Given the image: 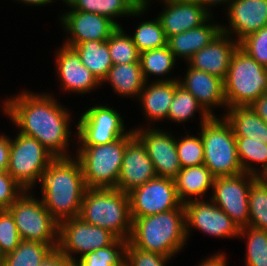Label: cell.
Masks as SVG:
<instances>
[{
	"label": "cell",
	"instance_id": "35",
	"mask_svg": "<svg viewBox=\"0 0 267 266\" xmlns=\"http://www.w3.org/2000/svg\"><path fill=\"white\" fill-rule=\"evenodd\" d=\"M249 227L267 231V183L258 177L250 186Z\"/></svg>",
	"mask_w": 267,
	"mask_h": 266
},
{
	"label": "cell",
	"instance_id": "50",
	"mask_svg": "<svg viewBox=\"0 0 267 266\" xmlns=\"http://www.w3.org/2000/svg\"><path fill=\"white\" fill-rule=\"evenodd\" d=\"M136 5L138 7H147L150 5L149 3L151 2L150 0H134Z\"/></svg>",
	"mask_w": 267,
	"mask_h": 266
},
{
	"label": "cell",
	"instance_id": "6",
	"mask_svg": "<svg viewBox=\"0 0 267 266\" xmlns=\"http://www.w3.org/2000/svg\"><path fill=\"white\" fill-rule=\"evenodd\" d=\"M223 84L227 108L250 106L264 96L267 69L238 46L231 57Z\"/></svg>",
	"mask_w": 267,
	"mask_h": 266
},
{
	"label": "cell",
	"instance_id": "34",
	"mask_svg": "<svg viewBox=\"0 0 267 266\" xmlns=\"http://www.w3.org/2000/svg\"><path fill=\"white\" fill-rule=\"evenodd\" d=\"M126 240L117 238L107 247L87 253L75 262V266H125Z\"/></svg>",
	"mask_w": 267,
	"mask_h": 266
},
{
	"label": "cell",
	"instance_id": "42",
	"mask_svg": "<svg viewBox=\"0 0 267 266\" xmlns=\"http://www.w3.org/2000/svg\"><path fill=\"white\" fill-rule=\"evenodd\" d=\"M170 259L172 258L136 248L129 241L125 248V266H166Z\"/></svg>",
	"mask_w": 267,
	"mask_h": 266
},
{
	"label": "cell",
	"instance_id": "19",
	"mask_svg": "<svg viewBox=\"0 0 267 266\" xmlns=\"http://www.w3.org/2000/svg\"><path fill=\"white\" fill-rule=\"evenodd\" d=\"M156 172L143 143L134 136L126 145L117 189L124 193L156 178Z\"/></svg>",
	"mask_w": 267,
	"mask_h": 266
},
{
	"label": "cell",
	"instance_id": "8",
	"mask_svg": "<svg viewBox=\"0 0 267 266\" xmlns=\"http://www.w3.org/2000/svg\"><path fill=\"white\" fill-rule=\"evenodd\" d=\"M25 191L8 209L14 218L21 240L58 246L59 223L40 199Z\"/></svg>",
	"mask_w": 267,
	"mask_h": 266
},
{
	"label": "cell",
	"instance_id": "23",
	"mask_svg": "<svg viewBox=\"0 0 267 266\" xmlns=\"http://www.w3.org/2000/svg\"><path fill=\"white\" fill-rule=\"evenodd\" d=\"M178 79L179 77L177 79L164 77L150 83L145 82L138 99L142 104V111H144L147 121L167 119Z\"/></svg>",
	"mask_w": 267,
	"mask_h": 266
},
{
	"label": "cell",
	"instance_id": "52",
	"mask_svg": "<svg viewBox=\"0 0 267 266\" xmlns=\"http://www.w3.org/2000/svg\"><path fill=\"white\" fill-rule=\"evenodd\" d=\"M3 256L0 254V266H2Z\"/></svg>",
	"mask_w": 267,
	"mask_h": 266
},
{
	"label": "cell",
	"instance_id": "11",
	"mask_svg": "<svg viewBox=\"0 0 267 266\" xmlns=\"http://www.w3.org/2000/svg\"><path fill=\"white\" fill-rule=\"evenodd\" d=\"M78 120V146L108 144L130 132L126 131L119 112L102 104L88 108Z\"/></svg>",
	"mask_w": 267,
	"mask_h": 266
},
{
	"label": "cell",
	"instance_id": "36",
	"mask_svg": "<svg viewBox=\"0 0 267 266\" xmlns=\"http://www.w3.org/2000/svg\"><path fill=\"white\" fill-rule=\"evenodd\" d=\"M108 48L113 65L140 62V52L131 35L126 34L122 26L108 38Z\"/></svg>",
	"mask_w": 267,
	"mask_h": 266
},
{
	"label": "cell",
	"instance_id": "13",
	"mask_svg": "<svg viewBox=\"0 0 267 266\" xmlns=\"http://www.w3.org/2000/svg\"><path fill=\"white\" fill-rule=\"evenodd\" d=\"M131 219L177 209L182 202L174 179L156 177L128 193Z\"/></svg>",
	"mask_w": 267,
	"mask_h": 266
},
{
	"label": "cell",
	"instance_id": "32",
	"mask_svg": "<svg viewBox=\"0 0 267 266\" xmlns=\"http://www.w3.org/2000/svg\"><path fill=\"white\" fill-rule=\"evenodd\" d=\"M236 148L243 172L257 177L263 174L267 169V144L262 141H247V137H236ZM251 162L261 164L262 169L254 168Z\"/></svg>",
	"mask_w": 267,
	"mask_h": 266
},
{
	"label": "cell",
	"instance_id": "31",
	"mask_svg": "<svg viewBox=\"0 0 267 266\" xmlns=\"http://www.w3.org/2000/svg\"><path fill=\"white\" fill-rule=\"evenodd\" d=\"M53 249L49 244L21 240L14 251L3 256L2 266H39Z\"/></svg>",
	"mask_w": 267,
	"mask_h": 266
},
{
	"label": "cell",
	"instance_id": "54",
	"mask_svg": "<svg viewBox=\"0 0 267 266\" xmlns=\"http://www.w3.org/2000/svg\"><path fill=\"white\" fill-rule=\"evenodd\" d=\"M62 1H64L63 3H66V4L69 2V0H62Z\"/></svg>",
	"mask_w": 267,
	"mask_h": 266
},
{
	"label": "cell",
	"instance_id": "1",
	"mask_svg": "<svg viewBox=\"0 0 267 266\" xmlns=\"http://www.w3.org/2000/svg\"><path fill=\"white\" fill-rule=\"evenodd\" d=\"M3 102L5 115L19 128V133L38 140L56 158L72 157L66 153L72 135L71 114L53 94L23 91Z\"/></svg>",
	"mask_w": 267,
	"mask_h": 266
},
{
	"label": "cell",
	"instance_id": "38",
	"mask_svg": "<svg viewBox=\"0 0 267 266\" xmlns=\"http://www.w3.org/2000/svg\"><path fill=\"white\" fill-rule=\"evenodd\" d=\"M131 38L140 53L164 47L168 40L157 17L153 21L148 20L139 23Z\"/></svg>",
	"mask_w": 267,
	"mask_h": 266
},
{
	"label": "cell",
	"instance_id": "33",
	"mask_svg": "<svg viewBox=\"0 0 267 266\" xmlns=\"http://www.w3.org/2000/svg\"><path fill=\"white\" fill-rule=\"evenodd\" d=\"M140 63L142 76L145 82H147L149 75L162 77L171 72L176 64V58L170 51L168 45H166L161 48L141 52Z\"/></svg>",
	"mask_w": 267,
	"mask_h": 266
},
{
	"label": "cell",
	"instance_id": "46",
	"mask_svg": "<svg viewBox=\"0 0 267 266\" xmlns=\"http://www.w3.org/2000/svg\"><path fill=\"white\" fill-rule=\"evenodd\" d=\"M251 109L267 123V98L259 97L250 105Z\"/></svg>",
	"mask_w": 267,
	"mask_h": 266
},
{
	"label": "cell",
	"instance_id": "5",
	"mask_svg": "<svg viewBox=\"0 0 267 266\" xmlns=\"http://www.w3.org/2000/svg\"><path fill=\"white\" fill-rule=\"evenodd\" d=\"M134 130L114 142L78 146L75 158L80 162L87 188H117L127 143L134 137Z\"/></svg>",
	"mask_w": 267,
	"mask_h": 266
},
{
	"label": "cell",
	"instance_id": "22",
	"mask_svg": "<svg viewBox=\"0 0 267 266\" xmlns=\"http://www.w3.org/2000/svg\"><path fill=\"white\" fill-rule=\"evenodd\" d=\"M184 79V80H183ZM183 79H179V84L189 91L212 117L215 107L223 106L227 108L224 97L223 80L216 75L194 69L188 65V70Z\"/></svg>",
	"mask_w": 267,
	"mask_h": 266
},
{
	"label": "cell",
	"instance_id": "48",
	"mask_svg": "<svg viewBox=\"0 0 267 266\" xmlns=\"http://www.w3.org/2000/svg\"><path fill=\"white\" fill-rule=\"evenodd\" d=\"M188 1H193L196 3L203 4L207 9L209 8V11H211L210 7L211 6L213 7V5L216 6L219 3L227 5V3H228V0H188Z\"/></svg>",
	"mask_w": 267,
	"mask_h": 266
},
{
	"label": "cell",
	"instance_id": "44",
	"mask_svg": "<svg viewBox=\"0 0 267 266\" xmlns=\"http://www.w3.org/2000/svg\"><path fill=\"white\" fill-rule=\"evenodd\" d=\"M39 266H75V262L56 248L49 253Z\"/></svg>",
	"mask_w": 267,
	"mask_h": 266
},
{
	"label": "cell",
	"instance_id": "3",
	"mask_svg": "<svg viewBox=\"0 0 267 266\" xmlns=\"http://www.w3.org/2000/svg\"><path fill=\"white\" fill-rule=\"evenodd\" d=\"M187 239L183 203L177 209L132 219L129 242L136 248L174 257Z\"/></svg>",
	"mask_w": 267,
	"mask_h": 266
},
{
	"label": "cell",
	"instance_id": "49",
	"mask_svg": "<svg viewBox=\"0 0 267 266\" xmlns=\"http://www.w3.org/2000/svg\"><path fill=\"white\" fill-rule=\"evenodd\" d=\"M20 3L22 2L23 4H28V5H33V6H43V5H47L50 3L55 2V0H17Z\"/></svg>",
	"mask_w": 267,
	"mask_h": 266
},
{
	"label": "cell",
	"instance_id": "28",
	"mask_svg": "<svg viewBox=\"0 0 267 266\" xmlns=\"http://www.w3.org/2000/svg\"><path fill=\"white\" fill-rule=\"evenodd\" d=\"M111 83L115 94L128 97L139 98L145 80L142 76L141 63L134 62L129 64L113 65L108 71L107 76L101 82ZM138 96V97H137Z\"/></svg>",
	"mask_w": 267,
	"mask_h": 266
},
{
	"label": "cell",
	"instance_id": "41",
	"mask_svg": "<svg viewBox=\"0 0 267 266\" xmlns=\"http://www.w3.org/2000/svg\"><path fill=\"white\" fill-rule=\"evenodd\" d=\"M239 47L267 69V26L242 39Z\"/></svg>",
	"mask_w": 267,
	"mask_h": 266
},
{
	"label": "cell",
	"instance_id": "16",
	"mask_svg": "<svg viewBox=\"0 0 267 266\" xmlns=\"http://www.w3.org/2000/svg\"><path fill=\"white\" fill-rule=\"evenodd\" d=\"M68 38L65 46H76L80 43L96 40L107 41L118 26L109 18L96 13L71 10L60 16Z\"/></svg>",
	"mask_w": 267,
	"mask_h": 266
},
{
	"label": "cell",
	"instance_id": "29",
	"mask_svg": "<svg viewBox=\"0 0 267 266\" xmlns=\"http://www.w3.org/2000/svg\"><path fill=\"white\" fill-rule=\"evenodd\" d=\"M73 48L81 58L82 64L102 82L113 66L107 41L90 40Z\"/></svg>",
	"mask_w": 267,
	"mask_h": 266
},
{
	"label": "cell",
	"instance_id": "26",
	"mask_svg": "<svg viewBox=\"0 0 267 266\" xmlns=\"http://www.w3.org/2000/svg\"><path fill=\"white\" fill-rule=\"evenodd\" d=\"M223 116L230 123L235 137H247V141L267 144V123L250 106L227 108Z\"/></svg>",
	"mask_w": 267,
	"mask_h": 266
},
{
	"label": "cell",
	"instance_id": "12",
	"mask_svg": "<svg viewBox=\"0 0 267 266\" xmlns=\"http://www.w3.org/2000/svg\"><path fill=\"white\" fill-rule=\"evenodd\" d=\"M258 177L249 173L235 176L216 177L213 182V196L210 198L238 226H248V198L251 184Z\"/></svg>",
	"mask_w": 267,
	"mask_h": 266
},
{
	"label": "cell",
	"instance_id": "47",
	"mask_svg": "<svg viewBox=\"0 0 267 266\" xmlns=\"http://www.w3.org/2000/svg\"><path fill=\"white\" fill-rule=\"evenodd\" d=\"M227 258L224 254L222 253H217L209 258L204 259L198 266H227Z\"/></svg>",
	"mask_w": 267,
	"mask_h": 266
},
{
	"label": "cell",
	"instance_id": "7",
	"mask_svg": "<svg viewBox=\"0 0 267 266\" xmlns=\"http://www.w3.org/2000/svg\"><path fill=\"white\" fill-rule=\"evenodd\" d=\"M219 118L212 116L201 124L203 164L215 178L235 176L243 173L236 148V137L225 117Z\"/></svg>",
	"mask_w": 267,
	"mask_h": 266
},
{
	"label": "cell",
	"instance_id": "43",
	"mask_svg": "<svg viewBox=\"0 0 267 266\" xmlns=\"http://www.w3.org/2000/svg\"><path fill=\"white\" fill-rule=\"evenodd\" d=\"M25 191L7 171H0V210H8Z\"/></svg>",
	"mask_w": 267,
	"mask_h": 266
},
{
	"label": "cell",
	"instance_id": "4",
	"mask_svg": "<svg viewBox=\"0 0 267 266\" xmlns=\"http://www.w3.org/2000/svg\"><path fill=\"white\" fill-rule=\"evenodd\" d=\"M79 217L129 241L132 230L128 193L117 188H87Z\"/></svg>",
	"mask_w": 267,
	"mask_h": 266
},
{
	"label": "cell",
	"instance_id": "51",
	"mask_svg": "<svg viewBox=\"0 0 267 266\" xmlns=\"http://www.w3.org/2000/svg\"><path fill=\"white\" fill-rule=\"evenodd\" d=\"M265 183H267V169L259 176Z\"/></svg>",
	"mask_w": 267,
	"mask_h": 266
},
{
	"label": "cell",
	"instance_id": "39",
	"mask_svg": "<svg viewBox=\"0 0 267 266\" xmlns=\"http://www.w3.org/2000/svg\"><path fill=\"white\" fill-rule=\"evenodd\" d=\"M187 136L176 139V150L182 168L202 165L204 162V145L200 136Z\"/></svg>",
	"mask_w": 267,
	"mask_h": 266
},
{
	"label": "cell",
	"instance_id": "30",
	"mask_svg": "<svg viewBox=\"0 0 267 266\" xmlns=\"http://www.w3.org/2000/svg\"><path fill=\"white\" fill-rule=\"evenodd\" d=\"M200 111V123L203 124L211 116L203 109L198 103L197 99L184 87L179 84L176 80V89L170 105L167 119L177 122L184 123L187 120L195 117L194 114Z\"/></svg>",
	"mask_w": 267,
	"mask_h": 266
},
{
	"label": "cell",
	"instance_id": "20",
	"mask_svg": "<svg viewBox=\"0 0 267 266\" xmlns=\"http://www.w3.org/2000/svg\"><path fill=\"white\" fill-rule=\"evenodd\" d=\"M56 52V72L62 89L84 94L101 86V82L82 64L80 56L73 48L62 45Z\"/></svg>",
	"mask_w": 267,
	"mask_h": 266
},
{
	"label": "cell",
	"instance_id": "14",
	"mask_svg": "<svg viewBox=\"0 0 267 266\" xmlns=\"http://www.w3.org/2000/svg\"><path fill=\"white\" fill-rule=\"evenodd\" d=\"M209 200L194 199L184 203L187 238H189V230L192 227L209 236L220 238L238 237V226L211 199Z\"/></svg>",
	"mask_w": 267,
	"mask_h": 266
},
{
	"label": "cell",
	"instance_id": "27",
	"mask_svg": "<svg viewBox=\"0 0 267 266\" xmlns=\"http://www.w3.org/2000/svg\"><path fill=\"white\" fill-rule=\"evenodd\" d=\"M71 10L96 13L113 21L118 27L116 17L141 16L147 7H138L134 0H69L66 4ZM114 18V19H113Z\"/></svg>",
	"mask_w": 267,
	"mask_h": 266
},
{
	"label": "cell",
	"instance_id": "37",
	"mask_svg": "<svg viewBox=\"0 0 267 266\" xmlns=\"http://www.w3.org/2000/svg\"><path fill=\"white\" fill-rule=\"evenodd\" d=\"M247 236L245 266H267V231L253 227L239 229L238 238Z\"/></svg>",
	"mask_w": 267,
	"mask_h": 266
},
{
	"label": "cell",
	"instance_id": "2",
	"mask_svg": "<svg viewBox=\"0 0 267 266\" xmlns=\"http://www.w3.org/2000/svg\"><path fill=\"white\" fill-rule=\"evenodd\" d=\"M40 183L41 201L58 223L79 217L87 187L81 164L74 156L55 158Z\"/></svg>",
	"mask_w": 267,
	"mask_h": 266
},
{
	"label": "cell",
	"instance_id": "40",
	"mask_svg": "<svg viewBox=\"0 0 267 266\" xmlns=\"http://www.w3.org/2000/svg\"><path fill=\"white\" fill-rule=\"evenodd\" d=\"M13 216L8 210H0V254L5 256L14 251L20 244Z\"/></svg>",
	"mask_w": 267,
	"mask_h": 266
},
{
	"label": "cell",
	"instance_id": "18",
	"mask_svg": "<svg viewBox=\"0 0 267 266\" xmlns=\"http://www.w3.org/2000/svg\"><path fill=\"white\" fill-rule=\"evenodd\" d=\"M164 3L162 13L158 19L167 39L173 35L197 28L204 24L211 16L203 4L188 0H161Z\"/></svg>",
	"mask_w": 267,
	"mask_h": 266
},
{
	"label": "cell",
	"instance_id": "53",
	"mask_svg": "<svg viewBox=\"0 0 267 266\" xmlns=\"http://www.w3.org/2000/svg\"><path fill=\"white\" fill-rule=\"evenodd\" d=\"M264 96L267 98V86H266V89H265Z\"/></svg>",
	"mask_w": 267,
	"mask_h": 266
},
{
	"label": "cell",
	"instance_id": "15",
	"mask_svg": "<svg viewBox=\"0 0 267 266\" xmlns=\"http://www.w3.org/2000/svg\"><path fill=\"white\" fill-rule=\"evenodd\" d=\"M158 129L139 127L133 130L145 146L157 177L174 179L182 168L176 150V137Z\"/></svg>",
	"mask_w": 267,
	"mask_h": 266
},
{
	"label": "cell",
	"instance_id": "9",
	"mask_svg": "<svg viewBox=\"0 0 267 266\" xmlns=\"http://www.w3.org/2000/svg\"><path fill=\"white\" fill-rule=\"evenodd\" d=\"M55 158L38 140L18 133L10 139L7 172L26 191H31Z\"/></svg>",
	"mask_w": 267,
	"mask_h": 266
},
{
	"label": "cell",
	"instance_id": "10",
	"mask_svg": "<svg viewBox=\"0 0 267 266\" xmlns=\"http://www.w3.org/2000/svg\"><path fill=\"white\" fill-rule=\"evenodd\" d=\"M116 239L110 231L75 217L59 223L57 249L76 262L78 258L74 254H80L81 258L87 253L107 247Z\"/></svg>",
	"mask_w": 267,
	"mask_h": 266
},
{
	"label": "cell",
	"instance_id": "25",
	"mask_svg": "<svg viewBox=\"0 0 267 266\" xmlns=\"http://www.w3.org/2000/svg\"><path fill=\"white\" fill-rule=\"evenodd\" d=\"M214 179L215 177L204 164L181 168L174 178L179 200L184 204L197 198L203 199L204 194L210 188L213 189Z\"/></svg>",
	"mask_w": 267,
	"mask_h": 266
},
{
	"label": "cell",
	"instance_id": "45",
	"mask_svg": "<svg viewBox=\"0 0 267 266\" xmlns=\"http://www.w3.org/2000/svg\"><path fill=\"white\" fill-rule=\"evenodd\" d=\"M10 138L0 134V171H7L9 164Z\"/></svg>",
	"mask_w": 267,
	"mask_h": 266
},
{
	"label": "cell",
	"instance_id": "17",
	"mask_svg": "<svg viewBox=\"0 0 267 266\" xmlns=\"http://www.w3.org/2000/svg\"><path fill=\"white\" fill-rule=\"evenodd\" d=\"M229 26H222V33L236 36L239 43L248 35L267 26V0H228Z\"/></svg>",
	"mask_w": 267,
	"mask_h": 266
},
{
	"label": "cell",
	"instance_id": "21",
	"mask_svg": "<svg viewBox=\"0 0 267 266\" xmlns=\"http://www.w3.org/2000/svg\"><path fill=\"white\" fill-rule=\"evenodd\" d=\"M233 39L230 35L221 32L211 43L193 54L187 61L188 65L224 80L231 57L239 46V43Z\"/></svg>",
	"mask_w": 267,
	"mask_h": 266
},
{
	"label": "cell",
	"instance_id": "24",
	"mask_svg": "<svg viewBox=\"0 0 267 266\" xmlns=\"http://www.w3.org/2000/svg\"><path fill=\"white\" fill-rule=\"evenodd\" d=\"M211 19L212 16L201 26L168 38L167 45L176 59L181 57L187 62L193 54L211 43L222 32V24H209Z\"/></svg>",
	"mask_w": 267,
	"mask_h": 266
}]
</instances>
